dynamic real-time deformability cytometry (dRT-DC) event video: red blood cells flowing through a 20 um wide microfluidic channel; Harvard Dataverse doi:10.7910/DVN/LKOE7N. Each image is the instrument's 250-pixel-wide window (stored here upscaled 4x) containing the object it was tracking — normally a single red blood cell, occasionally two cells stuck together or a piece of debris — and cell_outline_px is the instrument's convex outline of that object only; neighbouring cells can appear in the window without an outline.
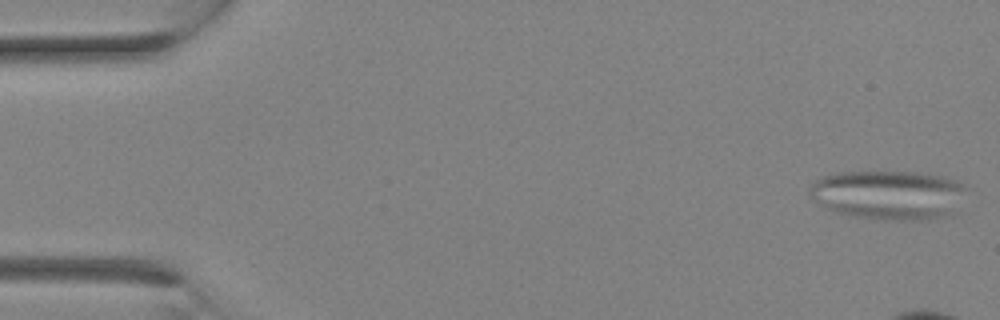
{"species": "Egyptian fruit bat (a non-hibernating species)", "species_latin": "Rousettus aegyptiacus", "temperature_condition": "room temperature", "stored_images_in_passage": 6, "camera_frame_rate_fps": 3000, "um_per_image_px": 0.085, "animal": {"sex": "female"}, "frame": {"image": 1, "passage_image": 1, "time_ms": 0.0, "image_size_px": [1000, 320], "cell_outline_px": [[968, 188], [960, 212], [952, 216], [932, 220], [880, 220], [856, 216], [836, 212], [824, 208], [812, 200], [808, 196], [808, 188], [820, 176], [836, 172], [912, 172], [940, 176], [960, 180]], "centroid_in_image_um": [75.61, 16.59], "position_along_channel_um": 9.4, "area_um2": 46.53}}